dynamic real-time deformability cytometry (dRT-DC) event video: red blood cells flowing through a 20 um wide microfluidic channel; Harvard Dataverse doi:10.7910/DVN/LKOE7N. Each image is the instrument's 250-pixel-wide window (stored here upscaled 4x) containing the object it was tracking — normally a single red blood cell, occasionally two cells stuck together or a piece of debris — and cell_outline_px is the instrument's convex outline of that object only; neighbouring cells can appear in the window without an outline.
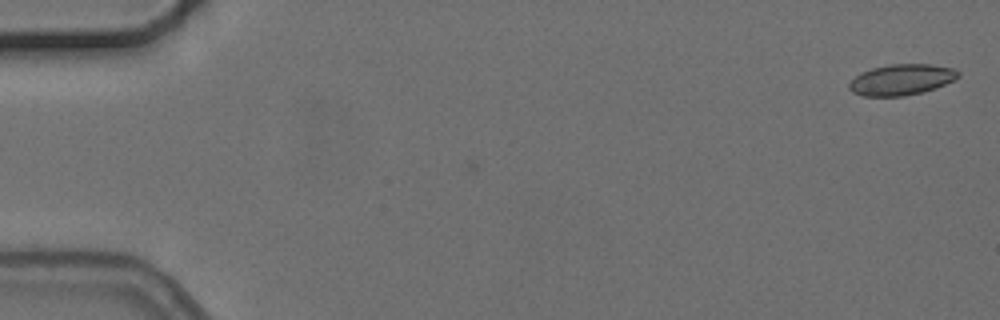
{"species": "common noctule bat (a hibernating species)", "species_latin": "Nyctalus noctula", "temperature_condition": "cold", "stored_images_in_passage": 2, "camera_frame_rate_fps": 3000, "um_per_image_px": 0.085, "animal": {"sex": "female", "body_mass_g": 24.6, "forearm_length_mm": 56.2}, "frame": {"image": 1, "passage_image": 2, "time_ms": 1.333, "image_size_px": [1000, 320], "cell_outline_px": [[960, 76], [936, 88], [924, 92], [904, 96], [864, 96], [852, 92], [848, 88], [848, 84], [860, 72], [872, 68], [888, 64], [932, 64], [952, 68], [960, 72]], "centroid_in_image_um": [76.61, 6.77], "position_along_channel_um": 8.4, "area_um2": 19.71}}